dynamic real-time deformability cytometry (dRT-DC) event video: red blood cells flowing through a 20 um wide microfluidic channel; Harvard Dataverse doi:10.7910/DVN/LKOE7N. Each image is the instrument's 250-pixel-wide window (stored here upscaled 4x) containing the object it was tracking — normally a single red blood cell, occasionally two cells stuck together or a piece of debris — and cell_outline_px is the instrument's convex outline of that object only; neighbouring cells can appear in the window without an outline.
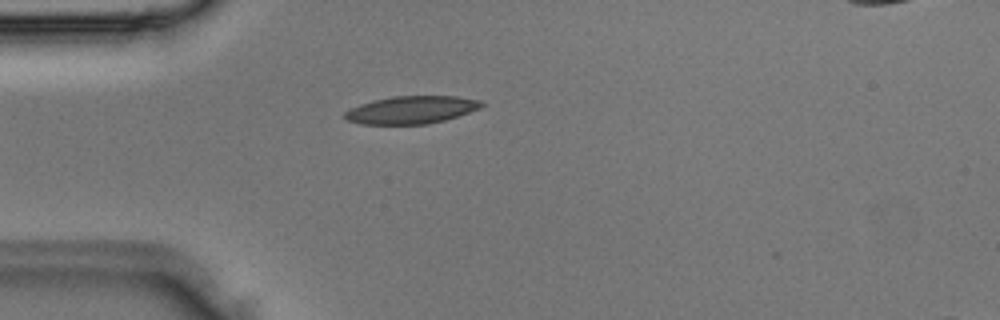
{"species": "Egyptian fruit bat (a non-hibernating species)", "species_latin": "Rousettus aegyptiacus", "temperature_condition": "room temperature", "stored_images_in_passage": 3, "camera_frame_rate_fps": 3000, "um_per_image_px": 0.085, "animal": {"sex": "male"}, "frame": {"image": 1, "passage_image": 3, "time_ms": 0.667, "image_size_px": [1000, 320], "cell_outline_px": [[484, 104], [480, 108], [444, 120], [428, 124], [360, 124], [348, 120], [344, 116], [344, 112], [360, 104], [392, 96], [456, 96], [480, 100]], "centroid_in_image_um": [34.97, 9.33], "position_along_channel_um": 50.0, "area_um2": 21.79}}